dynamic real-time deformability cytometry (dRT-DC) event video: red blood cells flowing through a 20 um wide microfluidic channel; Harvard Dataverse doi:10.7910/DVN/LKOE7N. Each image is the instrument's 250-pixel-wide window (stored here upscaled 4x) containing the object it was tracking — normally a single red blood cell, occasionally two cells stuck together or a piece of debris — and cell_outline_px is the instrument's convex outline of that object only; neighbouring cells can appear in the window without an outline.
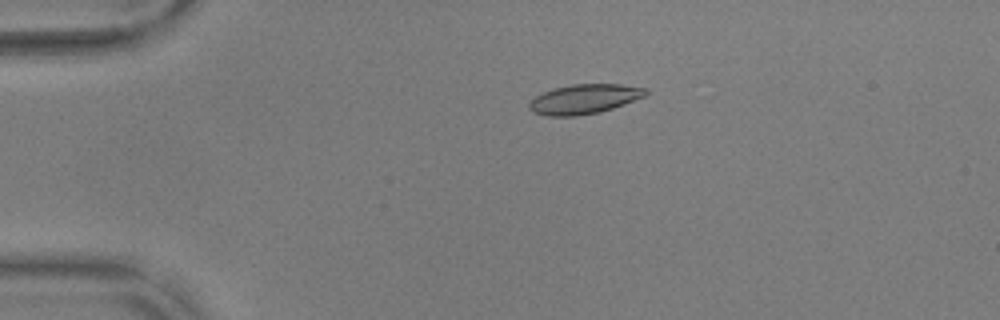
{"species": "common noctule bat (a hibernating species)", "species_latin": "Nyctalus noctula", "temperature_condition": "warm", "stored_images_in_passage": 24, "camera_frame_rate_fps": 3000, "um_per_image_px": 0.085, "animal": {"sex": "male", "body_mass_g": 17.9, "forearm_length_mm": 54.2}, "frame": {"image": 1, "passage_image": 5, "time_ms": 1.333, "image_size_px": [1000, 320], "cell_outline_px": [[648, 92], [644, 96], [624, 104], [600, 112], [576, 116], [548, 116], [532, 112], [528, 108], [528, 104], [536, 96], [544, 92], [556, 88], [572, 84], [620, 84], [648, 88]], "centroid_in_image_um": [49.66, 8.42], "position_along_channel_um": 35.3, "area_um2": 20.0}}
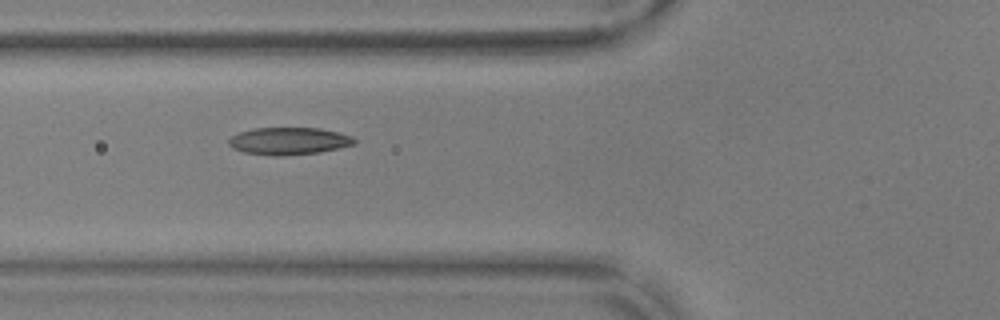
{"frame": {"image": 2, "passage_image": 14, "time_ms": 4.333, "image_size_px": [1000, 320], "cell_outline_px": [[356, 144], [340, 148], [320, 152], [280, 156], [276, 156], [244, 152], [232, 148], [228, 144], [228, 140], [232, 136], [240, 132], [252, 128], [320, 128], [340, 132], [352, 136], [356, 140]], "centroid_in_image_um": [24.58, 11.98], "position_along_channel_um": 101.2, "area_um2": 20.11}}
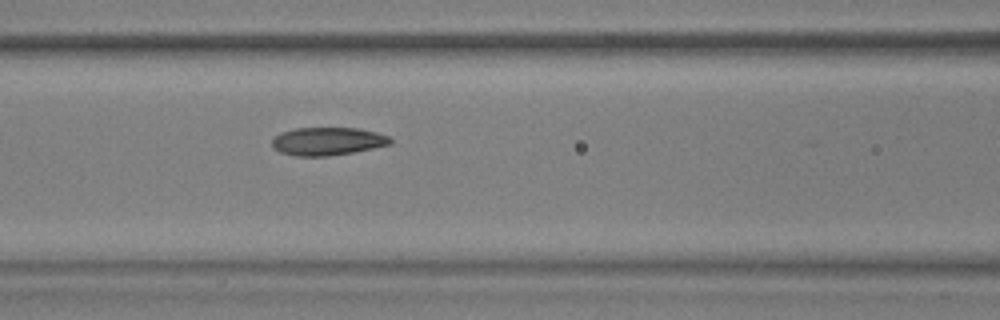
{"frame": {"image": 3, "passage_image": 17, "time_ms": 5.333, "image_size_px": [1000, 320], "cell_outline_px": [[392, 144], [352, 152], [328, 156], [296, 156], [280, 152], [272, 148], [272, 140], [280, 132], [292, 128], [360, 128], [376, 132], [388, 136], [392, 140]], "centroid_in_image_um": [27.82, 12.0], "position_along_channel_um": 138.8, "area_um2": 19.36}}